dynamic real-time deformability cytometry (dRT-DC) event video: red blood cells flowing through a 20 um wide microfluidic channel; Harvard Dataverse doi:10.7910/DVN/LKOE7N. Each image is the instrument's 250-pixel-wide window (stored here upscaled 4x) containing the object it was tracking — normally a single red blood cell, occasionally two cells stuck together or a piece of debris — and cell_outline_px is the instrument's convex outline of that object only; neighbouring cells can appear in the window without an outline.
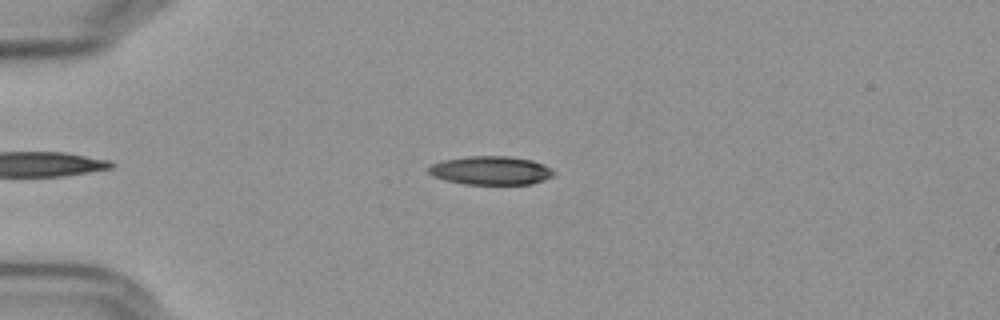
{"species": "Egyptian fruit bat (a non-hibernating species)", "species_latin": "Rousettus aegyptiacus", "temperature_condition": "cold", "stored_images_in_passage": 56, "camera_frame_rate_fps": 3000, "um_per_image_px": 0.085, "frame": {"image": 1, "passage_image": 14, "time_ms": 4.333, "image_size_px": [1000, 320], "cell_outline_px": [[556, 172], [552, 176], [544, 180], [532, 184], [464, 184], [432, 176], [428, 172], [428, 168], [432, 164], [444, 160], [468, 156], [508, 156], [532, 160], [544, 164]], "centroid_in_image_um": [41.74, 14.49], "position_along_channel_um": 43.3, "area_um2": 20.81}}
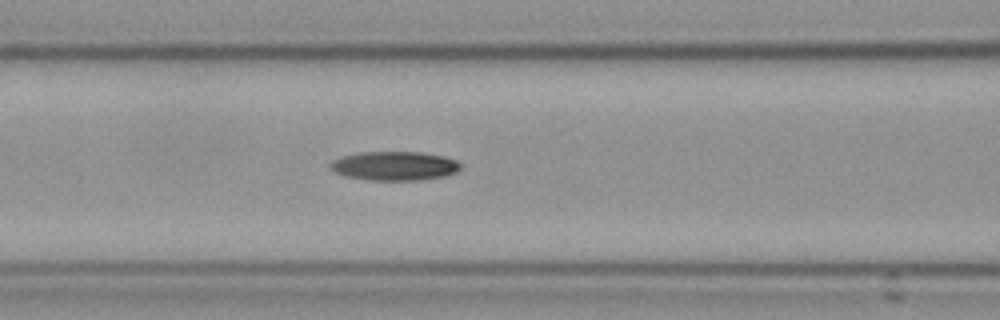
{"frame": {"image": 2, "passage_image": 24, "time_ms": 7.667, "image_size_px": [1000, 320], "cell_outline_px": [[460, 168], [456, 172], [444, 176], [420, 180], [368, 180], [344, 176], [328, 168], [328, 164], [332, 160], [344, 156], [360, 152], [420, 152], [444, 156], [456, 160], [460, 164]], "centroid_in_image_um": [33.5, 14.1], "position_along_channel_um": 133.1, "area_um2": 22.08}}
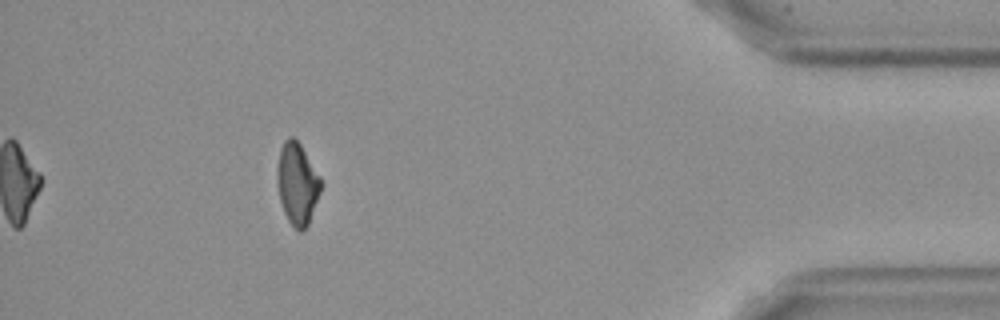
{"frame": {"image": 3, "passage_image": 51, "time_ms": 16.667, "image_size_px": [1000, 320], "cell_outline_px": [[324, 184], [308, 224], [300, 232], [288, 220], [284, 212], [280, 200], [276, 176], [276, 172], [280, 148], [284, 140], [288, 136], [292, 136], [300, 144], [320, 176]], "centroid_in_image_um": [25.27, 15.59], "position_along_channel_um": 409.9, "area_um2": 20.87}}